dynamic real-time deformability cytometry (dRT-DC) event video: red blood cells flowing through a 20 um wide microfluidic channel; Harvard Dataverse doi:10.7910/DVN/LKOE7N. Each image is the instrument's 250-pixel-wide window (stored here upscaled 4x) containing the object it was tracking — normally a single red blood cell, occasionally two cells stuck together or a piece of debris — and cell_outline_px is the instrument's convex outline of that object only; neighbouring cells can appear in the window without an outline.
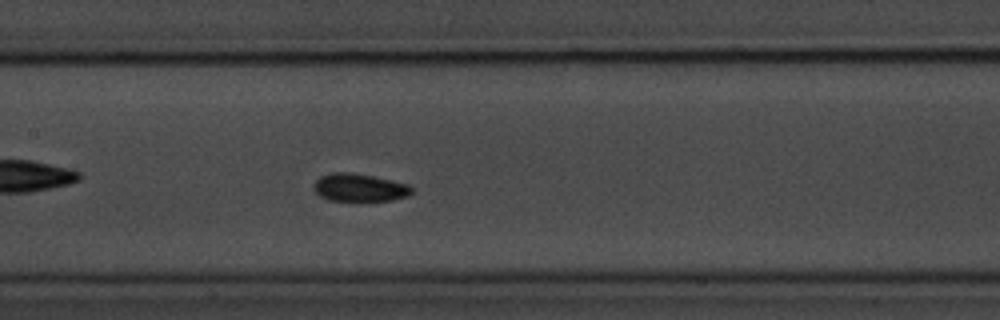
{"species": "common noctule bat (a hibernating species)", "species_latin": "Nyctalus noctula", "temperature_condition": "room temperature", "stored_images_in_passage": 56, "camera_frame_rate_fps": 3000, "um_per_image_px": 0.085, "animal": {"sex": "male", "body_mass_g": 20.1, "forearm_length_mm": 53.5}, "frame": {"image": 1, "passage_image": 25, "time_ms": 8.0, "image_size_px": [1000, 320], "cell_outline_px": [[412, 192], [408, 196], [392, 200], [364, 204], [360, 204], [328, 200], [320, 196], [312, 188], [312, 184], [320, 176], [332, 172], [352, 172], [372, 176], [408, 184], [412, 188]], "centroid_in_image_um": [30.52, 16.0], "position_along_channel_um": 176.9, "area_um2": 16.82}}
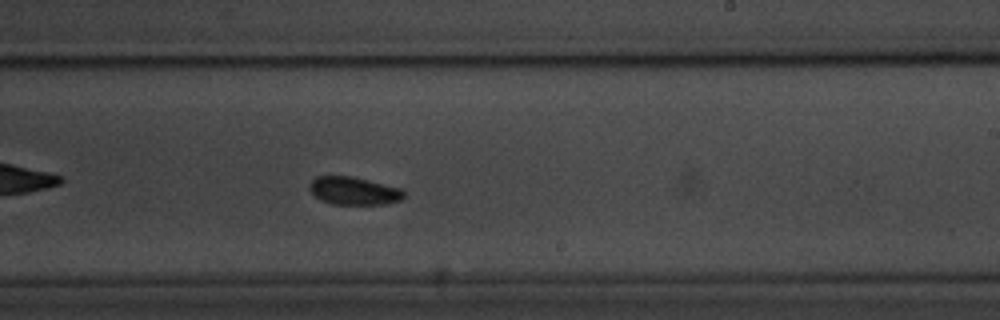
{"frame": {"image": 2, "passage_image": 32, "time_ms": 10.333, "image_size_px": [1000, 320], "cell_outline_px": [[404, 196], [400, 200], [384, 204], [332, 204], [320, 200], [308, 188], [308, 184], [316, 176], [352, 176], [400, 188], [404, 192]], "centroid_in_image_um": [30.04, 16.22], "position_along_channel_um": 259.0, "area_um2": 15.26}}
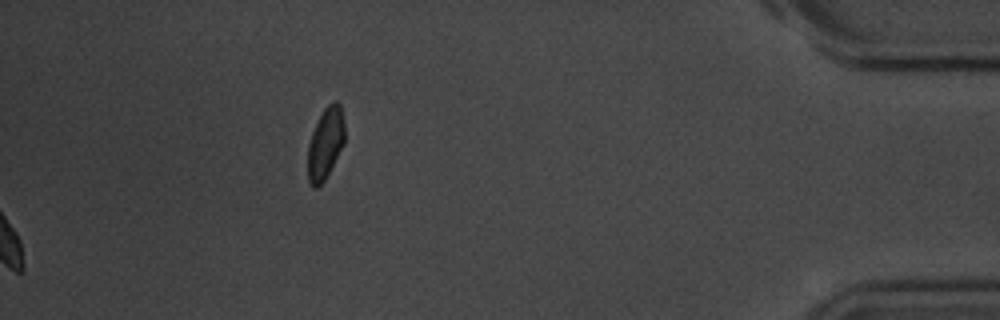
{"frame": {"image": 3, "passage_image": 56, "time_ms": 18.333, "image_size_px": [1000, 320], "cell_outline_px": [[344, 144], [324, 180], [316, 188], [312, 188], [308, 180], [308, 144], [312, 132], [324, 108], [332, 100], [336, 100], [340, 104], [344, 120]], "centroid_in_image_um": [27.66, 12.16], "position_along_channel_um": 407.5, "area_um2": 15.32}}